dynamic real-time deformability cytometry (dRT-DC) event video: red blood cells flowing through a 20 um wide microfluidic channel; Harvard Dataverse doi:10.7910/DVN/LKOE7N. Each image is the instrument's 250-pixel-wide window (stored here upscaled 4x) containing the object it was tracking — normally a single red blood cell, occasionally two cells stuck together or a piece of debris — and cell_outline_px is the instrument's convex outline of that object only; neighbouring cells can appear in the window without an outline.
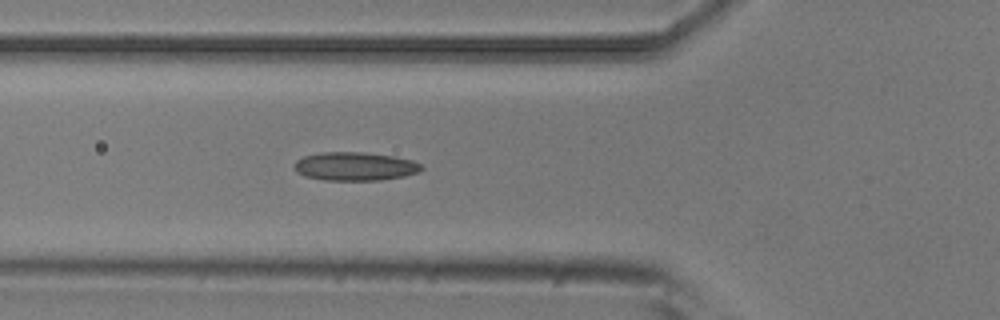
{"species": "common noctule bat (a hibernating species)", "species_latin": "Nyctalus noctula", "temperature_condition": "room temperature", "stored_images_in_passage": 7, "camera_frame_rate_fps": 3000, "um_per_image_px": 0.085, "animal": {"sex": "male", "body_mass_g": 20.5, "forearm_length_mm": 52.5}, "frame": {"image": 1, "passage_image": 6, "time_ms": 1.667, "image_size_px": [1000, 320], "cell_outline_px": [[424, 168], [420, 172], [404, 176], [380, 180], [324, 180], [304, 176], [296, 172], [296, 160], [304, 156], [324, 152], [364, 152], [392, 156], [412, 160], [420, 164]], "centroid_in_image_um": [30.19, 14.14], "position_along_channel_um": 95.6, "area_um2": 21.04}}